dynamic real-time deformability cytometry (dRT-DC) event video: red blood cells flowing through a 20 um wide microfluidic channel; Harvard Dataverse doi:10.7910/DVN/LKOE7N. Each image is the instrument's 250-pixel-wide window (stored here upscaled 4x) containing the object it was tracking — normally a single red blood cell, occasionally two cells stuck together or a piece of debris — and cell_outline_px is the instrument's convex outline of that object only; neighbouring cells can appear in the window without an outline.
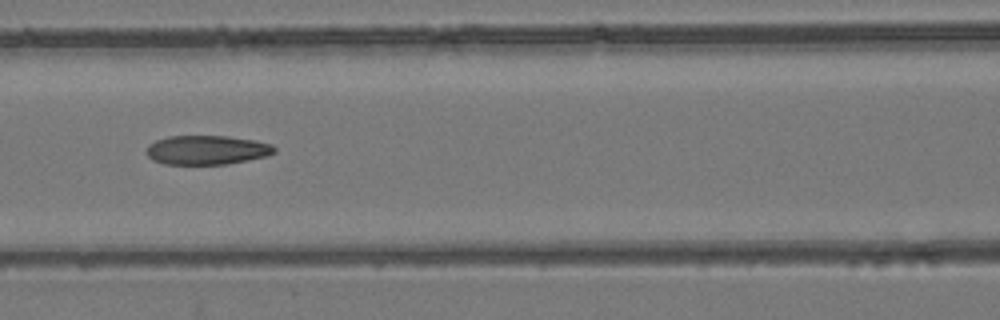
{"species": "common noctule bat (a hibernating species)", "species_latin": "Nyctalus noctula", "temperature_condition": "room temperature", "stored_images_in_passage": 9, "camera_frame_rate_fps": 3000, "um_per_image_px": 0.085, "animal": {"sex": "female", "body_mass_g": 24.6, "forearm_length_mm": 56.2}, "frame": {"image": 1, "passage_image": 7, "time_ms": 6.667, "image_size_px": [1000, 320], "cell_outline_px": [[276, 152], [268, 156], [248, 160], [224, 164], [164, 164], [152, 160], [144, 152], [148, 144], [156, 140], [168, 136], [228, 136], [252, 140], [272, 144], [276, 148]], "centroid_in_image_um": [17.56, 12.75], "position_along_channel_um": 149.0, "area_um2": 21.91}}
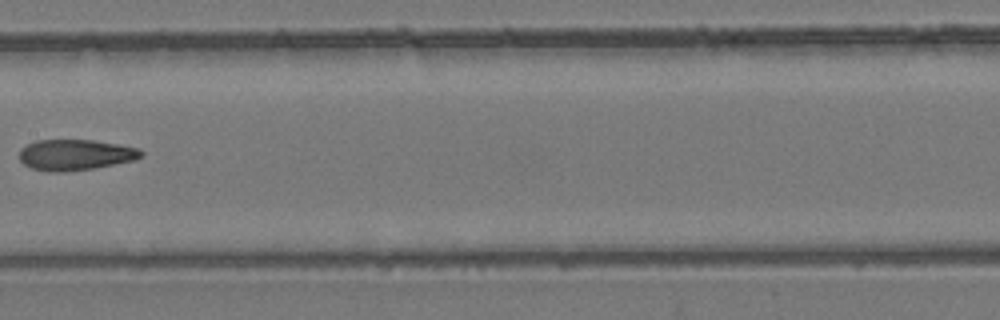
{"frame": {"image": 2, "passage_image": 8, "time_ms": 8.0, "image_size_px": [1000, 320], "cell_outline_px": [[144, 156], [136, 160], [92, 168], [64, 172], [48, 172], [32, 168], [24, 164], [20, 160], [20, 148], [36, 140], [92, 140], [120, 144], [140, 148], [144, 152]], "centroid_in_image_um": [6.44, 13.15], "position_along_channel_um": 201.0, "area_um2": 22.02}}
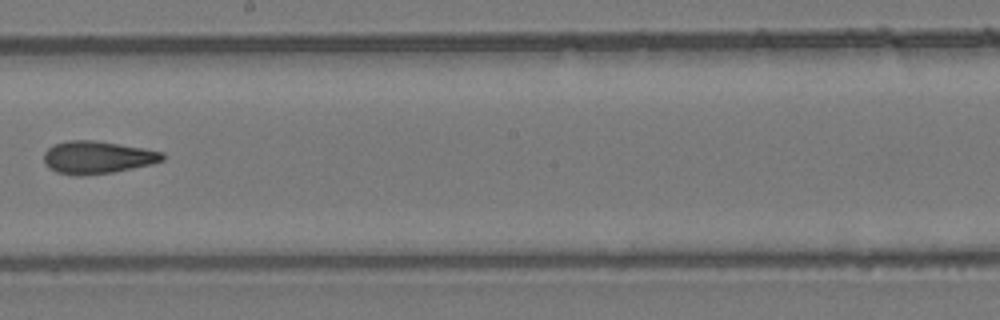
{"frame": {"image": 3, "passage_image": 9, "time_ms": 9.0, "image_size_px": [1000, 320], "cell_outline_px": [[164, 160], [152, 164], [112, 172], [84, 176], [76, 176], [56, 172], [48, 168], [44, 164], [44, 152], [52, 144], [68, 140], [92, 140], [144, 148], [164, 152]], "centroid_in_image_um": [8.24, 13.38], "position_along_channel_um": 240.0, "area_um2": 22.72}}